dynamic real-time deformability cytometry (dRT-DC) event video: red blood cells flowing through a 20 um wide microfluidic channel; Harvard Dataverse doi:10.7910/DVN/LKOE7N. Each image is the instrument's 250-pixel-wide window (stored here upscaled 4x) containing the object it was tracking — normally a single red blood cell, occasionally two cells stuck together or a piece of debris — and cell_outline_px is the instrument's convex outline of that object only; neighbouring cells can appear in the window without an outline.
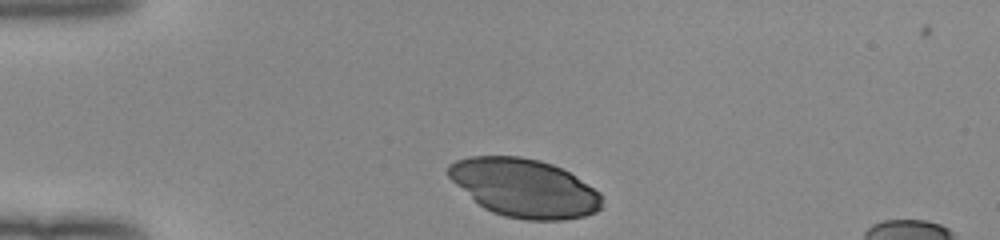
{"species": "human", "species_latin": "Homo sapiens", "temperature_condition": "room temperature", "stored_images_in_passage": 32, "camera_frame_rate_fps": 3000, "um_per_image_px": 0.085, "donor": {"sex": "female"}, "frame": {"image": 1, "passage_image": 1, "time_ms": 0.0, "image_size_px": [1000, 240], "cell_outline_px": [[600, 208], [596, 212], [584, 216], [564, 220], [528, 220], [504, 216], [492, 212], [484, 208], [456, 184], [448, 176], [448, 164], [456, 160], [468, 156], [520, 156], [540, 160], [552, 164], [568, 172], [600, 192]], "centroid_in_image_um": [44.55, 15.97], "position_along_channel_um": 40.5, "area_um2": 51.85}}